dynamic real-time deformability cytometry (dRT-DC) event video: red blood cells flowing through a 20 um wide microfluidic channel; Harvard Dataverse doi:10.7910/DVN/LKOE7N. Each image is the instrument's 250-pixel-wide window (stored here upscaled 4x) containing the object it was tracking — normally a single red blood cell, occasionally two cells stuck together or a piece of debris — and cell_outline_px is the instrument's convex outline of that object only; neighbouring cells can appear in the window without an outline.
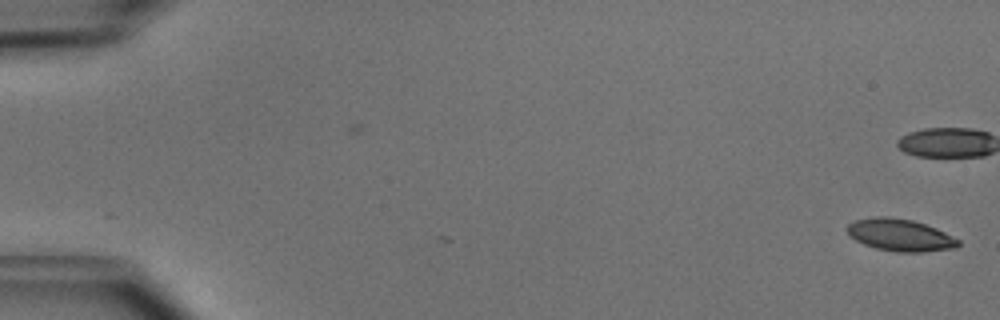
{"species": "common noctule bat (a hibernating species)", "species_latin": "Nyctalus noctula", "temperature_condition": "cold", "stored_images_in_passage": 52, "camera_frame_rate_fps": 3000, "um_per_image_px": 0.085, "animal": {"sex": "male", "body_mass_g": 15.6}, "frame": {"image": 1, "passage_image": 1, "time_ms": 0.0, "image_size_px": [1000, 320], "cell_outline_px": [[960, 244], [956, 248], [924, 252], [896, 252], [876, 248], [864, 244], [856, 240], [844, 228], [848, 224], [856, 220], [876, 216], [888, 216], [912, 220], [936, 228], [960, 240]], "centroid_in_image_um": [76.52, 19.98], "position_along_channel_um": 8.5, "area_um2": 20.81}}